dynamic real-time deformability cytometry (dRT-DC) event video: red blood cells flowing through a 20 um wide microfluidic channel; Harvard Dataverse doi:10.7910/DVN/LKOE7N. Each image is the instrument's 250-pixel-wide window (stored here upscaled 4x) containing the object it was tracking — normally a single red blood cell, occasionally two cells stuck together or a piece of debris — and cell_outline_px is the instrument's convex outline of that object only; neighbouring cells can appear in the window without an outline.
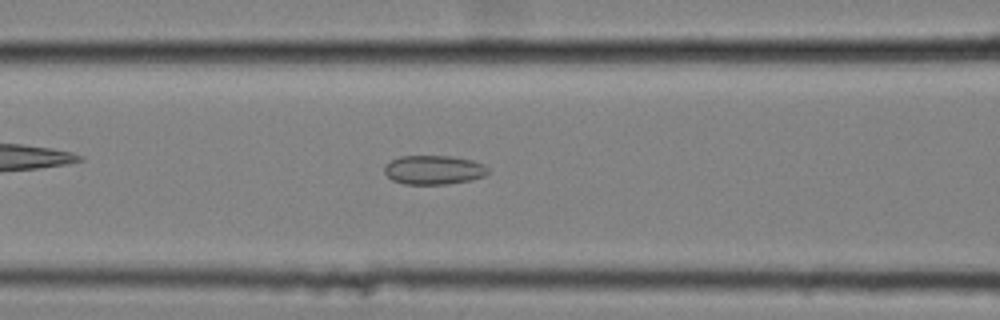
{"species": "common noctule bat (a hibernating species)", "species_latin": "Nyctalus noctula", "temperature_condition": "cold", "stored_images_in_passage": 59, "camera_frame_rate_fps": 3000, "um_per_image_px": 0.085, "animal": {"sex": "female", "body_mass_g": 25.1}, "frame": {"image": 1, "passage_image": 26, "time_ms": 8.333, "image_size_px": [1000, 320], "cell_outline_px": [[488, 172], [484, 176], [472, 180], [448, 184], [404, 184], [392, 180], [384, 172], [384, 164], [400, 156], [452, 156], [472, 160], [484, 164], [488, 168]], "centroid_in_image_um": [36.87, 14.44], "position_along_channel_um": 129.7, "area_um2": 17.69}}
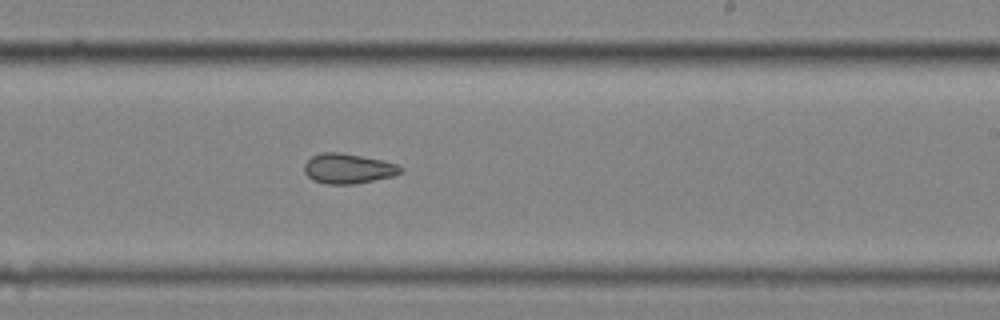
{"frame": {"image": 2, "passage_image": 37, "time_ms": 12.0, "image_size_px": [1000, 320], "cell_outline_px": [[404, 172], [392, 176], [352, 184], [324, 184], [312, 180], [304, 172], [304, 164], [312, 156], [320, 152], [340, 152], [384, 160], [396, 164], [404, 168]], "centroid_in_image_um": [29.58, 14.32], "position_along_channel_um": 259.4, "area_um2": 16.94}}
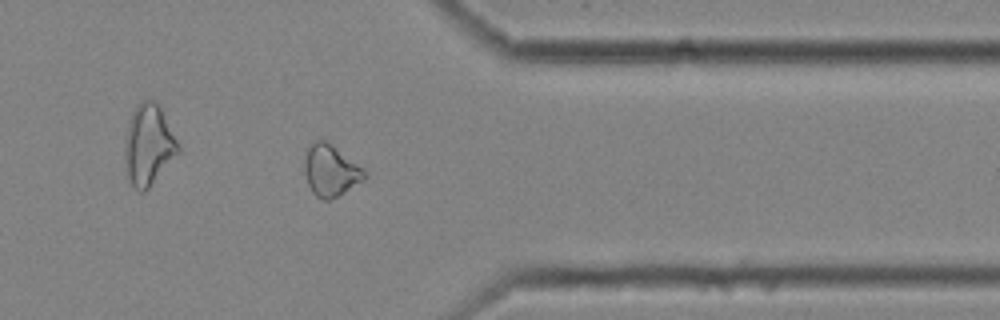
{"frame": {"image": 3, "passage_image": 48, "time_ms": 15.667, "image_size_px": [1000, 320], "cell_outline_px": [[368, 176], [364, 180], [336, 196], [328, 200], [324, 200], [316, 196], [312, 192], [308, 184], [304, 172], [304, 160], [308, 148], [316, 140], [324, 140], [364, 168], [368, 172]], "centroid_in_image_um": [28.11, 14.51], "position_along_channel_um": 383.3, "area_um2": 17.74}, "authors_computed_cell_mechanics": {"area_um2": 19.363, "velocity_mm_per_s": 3.5425, "shape_relaxation_time_tau1_ms": null, "shape_relaxation_time_tau2_ms": 4.6097, "deformation_change_tau1": null, "deformation_change_tau2": 0.1085}}